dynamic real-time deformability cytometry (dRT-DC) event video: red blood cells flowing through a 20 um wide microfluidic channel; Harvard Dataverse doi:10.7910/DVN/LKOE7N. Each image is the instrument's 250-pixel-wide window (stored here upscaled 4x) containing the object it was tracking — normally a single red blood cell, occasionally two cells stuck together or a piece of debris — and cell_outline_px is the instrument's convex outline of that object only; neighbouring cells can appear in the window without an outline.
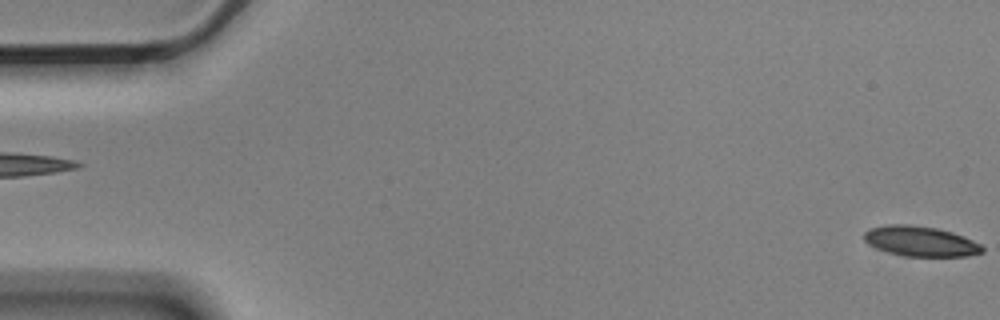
{"species": "Egyptian fruit bat (a non-hibernating species)", "species_latin": "Rousettus aegyptiacus", "temperature_condition": "cold", "stored_images_in_passage": 14, "camera_frame_rate_fps": 3000, "um_per_image_px": 0.085, "animal": {"sex": "male"}, "frame": {"image": 1, "passage_image": 1, "time_ms": 0.0, "image_size_px": [1000, 320], "cell_outline_px": [[984, 252], [968, 256], [904, 256], [888, 252], [876, 248], [868, 244], [864, 240], [864, 232], [868, 228], [884, 224], [912, 224], [936, 228], [952, 232], [964, 236], [980, 244], [984, 248]], "centroid_in_image_um": [78.21, 20.49], "position_along_channel_um": 6.8, "area_um2": 20.98}}
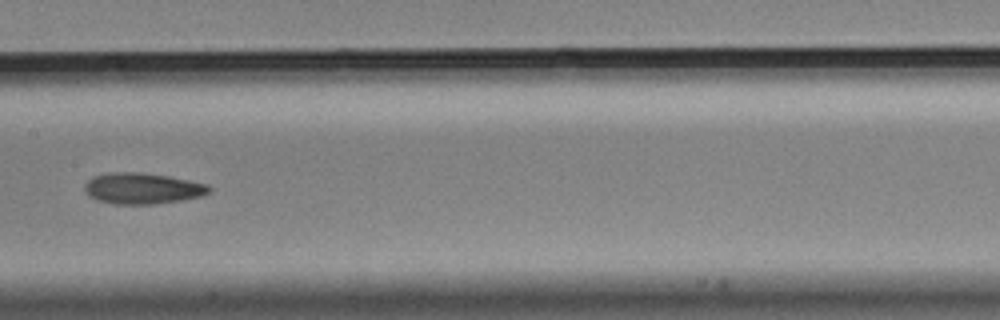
{"frame": {"image": 2, "passage_image": 8, "time_ms": 2.333, "image_size_px": [1000, 320], "cell_outline_px": [[212, 188], [204, 196], [184, 200], [156, 204], [116, 204], [96, 200], [88, 196], [84, 192], [84, 184], [92, 176], [112, 172], [136, 172], [168, 176], [208, 184]], "centroid_in_image_um": [12.09, 16.02], "position_along_channel_um": 195.3, "area_um2": 22.77}}
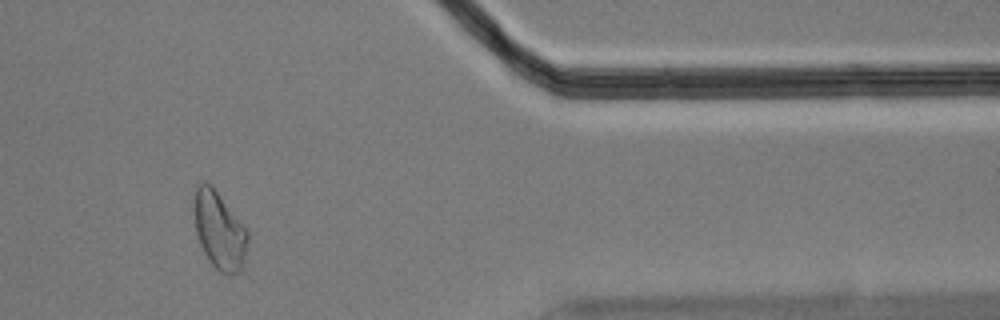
{"frame": {"image": 3, "passage_image": 13, "time_ms": 4.0, "image_size_px": [1000, 320], "cell_outline_px": [[248, 240], [244, 264], [240, 272], [228, 276], [220, 272], [212, 264], [204, 252], [200, 244], [196, 232], [196, 188], [204, 180], [216, 192], [248, 232]], "centroid_in_image_um": [18.68, 19.7], "position_along_channel_um": 392.7, "area_um2": 23.29}}